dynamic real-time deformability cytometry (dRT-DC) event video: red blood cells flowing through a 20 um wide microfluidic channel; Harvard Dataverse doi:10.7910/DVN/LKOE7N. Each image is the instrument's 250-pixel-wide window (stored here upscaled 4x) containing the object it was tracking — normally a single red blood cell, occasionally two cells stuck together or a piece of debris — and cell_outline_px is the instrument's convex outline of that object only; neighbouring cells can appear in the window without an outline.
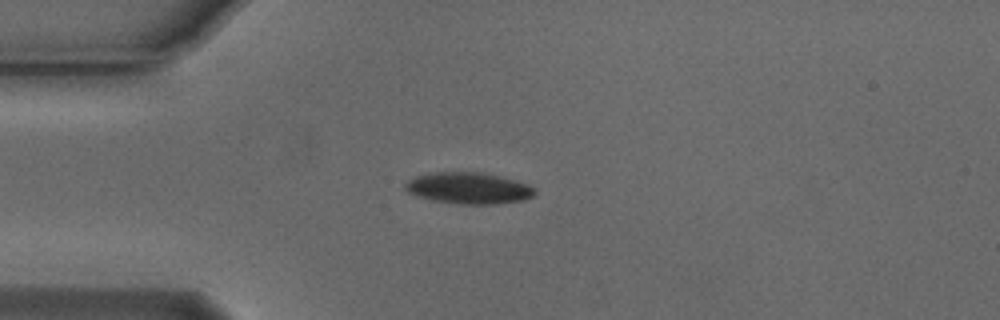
{"species": "Egyptian fruit bat (a non-hibernating species)", "species_latin": "Rousettus aegyptiacus", "temperature_condition": "cold", "stored_images_in_passage": 50, "camera_frame_rate_fps": 3000, "um_per_image_px": 0.085, "animal": {"sex": "male"}, "frame": {"image": 1, "passage_image": 14, "time_ms": 4.333, "image_size_px": [1000, 320], "cell_outline_px": [[536, 192], [532, 196], [524, 200], [496, 204], [460, 204], [432, 200], [416, 196], [408, 192], [404, 188], [404, 184], [408, 180], [416, 176], [428, 172], [480, 172], [500, 176], [528, 184]], "centroid_in_image_um": [39.79, 15.99], "position_along_channel_um": 45.2, "area_um2": 23.76}}
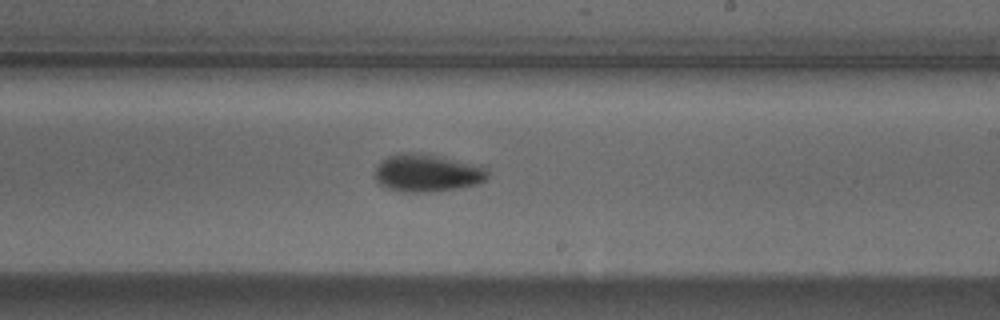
{"frame": {"image": 2, "passage_image": 32, "time_ms": 10.333, "image_size_px": [1000, 320], "cell_outline_px": [[488, 176], [484, 180], [476, 184], [456, 188], [424, 192], [404, 192], [388, 188], [380, 184], [376, 180], [376, 168], [380, 160], [388, 156], [400, 152], [420, 152], [484, 164], [488, 172]], "centroid_in_image_um": [36.34, 14.66], "position_along_channel_um": 252.7, "area_um2": 25.09}}
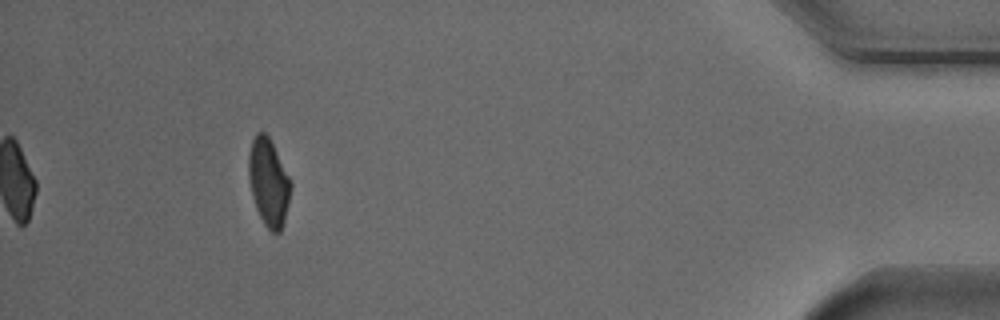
{"frame": {"image": 3, "passage_image": 50, "time_ms": 16.333, "image_size_px": [1000, 320], "cell_outline_px": [[292, 184], [284, 224], [280, 232], [272, 232], [264, 224], [256, 208], [252, 196], [248, 176], [248, 156], [252, 140], [256, 132], [264, 132], [268, 136]], "centroid_in_image_um": [22.81, 15.51], "position_along_channel_um": 412.4, "area_um2": 21.21}, "authors_computed_cell_mechanics": {"area_um2": 22.5131, "velocity_mm_per_s": 3.758, "shape_relaxation_time_tau1_ms": 2.9424, "shape_relaxation_time_tau2_ms": null, "deformation_change_tau1": 0.1417, "deformation_change_tau2": null}}